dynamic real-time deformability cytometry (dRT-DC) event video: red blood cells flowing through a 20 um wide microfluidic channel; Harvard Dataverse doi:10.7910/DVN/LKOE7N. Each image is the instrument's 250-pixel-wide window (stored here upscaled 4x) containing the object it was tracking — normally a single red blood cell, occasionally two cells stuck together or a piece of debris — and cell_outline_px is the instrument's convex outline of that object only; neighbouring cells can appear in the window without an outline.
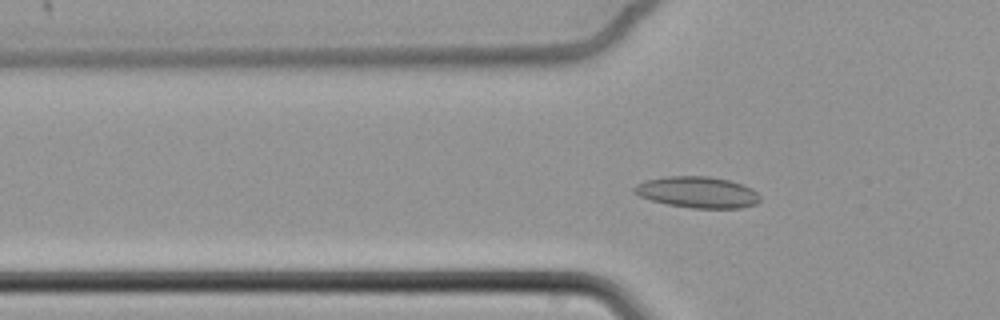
{"species": "common noctule bat (a hibernating species)", "species_latin": "Nyctalus noctula", "temperature_condition": "cold", "stored_images_in_passage": 67, "camera_frame_rate_fps": 3000, "um_per_image_px": 0.085, "animal": {"sex": "female", "body_mass_g": 22.7, "forearm_length_mm": 54.2}, "frame": {"image": 1, "passage_image": 26, "time_ms": 8.333, "image_size_px": [1000, 320], "cell_outline_px": [[760, 200], [756, 204], [740, 208], [692, 208], [668, 204], [652, 200], [640, 196], [632, 192], [632, 188], [636, 184], [644, 180], [668, 176], [708, 176], [728, 180], [752, 188], [760, 196]], "centroid_in_image_um": [59.26, 16.33], "position_along_channel_um": 66.5, "area_um2": 22.89}}
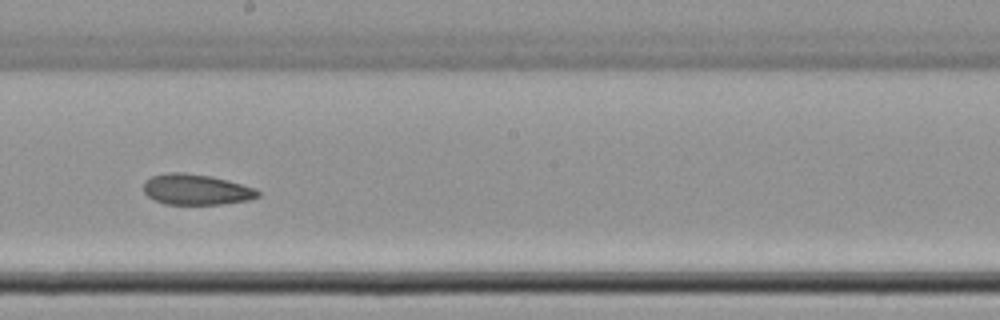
{"frame": {"image": 2, "passage_image": 41, "time_ms": 13.333, "image_size_px": [1000, 320], "cell_outline_px": [[260, 196], [252, 200], [220, 204], [164, 204], [148, 196], [144, 192], [144, 184], [152, 176], [168, 172], [184, 172], [212, 176], [228, 180], [256, 188], [260, 192]], "centroid_in_image_um": [16.73, 16.11], "position_along_channel_um": 231.5, "area_um2": 20.52}}
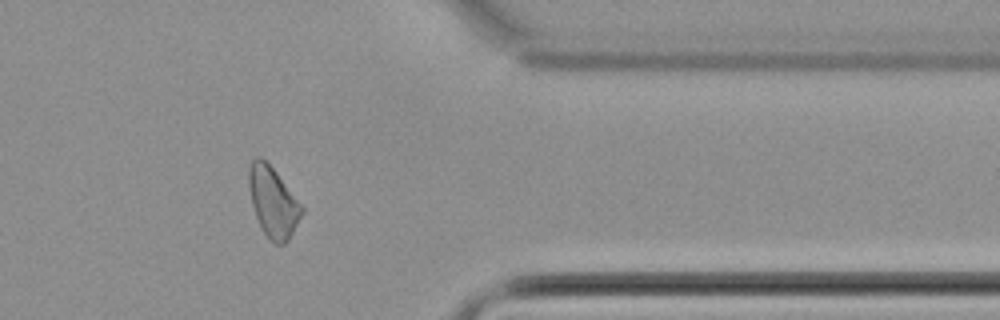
{"frame": {"image": 3, "passage_image": 56, "time_ms": 18.333, "image_size_px": [1000, 320], "cell_outline_px": [[304, 212], [288, 240], [284, 244], [276, 244], [268, 240], [256, 216], [252, 204], [248, 184], [248, 168], [252, 160], [256, 156], [260, 156], [276, 172], [304, 208]], "centroid_in_image_um": [23.2, 17.18], "position_along_channel_um": 388.2, "area_um2": 21.44}, "authors_computed_cell_mechanics": {"area_um2": 22.3686, "velocity_mm_per_s": 3.3902, "shape_relaxation_time_tau1_ms": null, "shape_relaxation_time_tau2_ms": 3.6567, "deformation_change_tau1": null, "deformation_change_tau2": 0.0745}}